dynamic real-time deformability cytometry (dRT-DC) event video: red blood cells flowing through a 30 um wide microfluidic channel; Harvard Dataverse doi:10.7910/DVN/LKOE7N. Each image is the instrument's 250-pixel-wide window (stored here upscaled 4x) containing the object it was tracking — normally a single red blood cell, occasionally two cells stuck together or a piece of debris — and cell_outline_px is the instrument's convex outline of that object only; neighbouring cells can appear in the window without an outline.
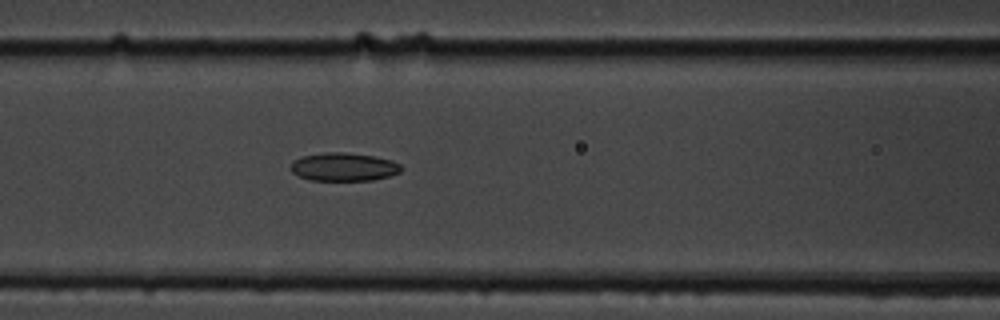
{"species": "common noctule bat (a hibernating species)", "species_latin": "Nyctalus noctula", "temperature_condition": "cold", "stored_images_in_passage": 8, "camera_frame_rate_fps": 3000, "um_per_image_px": 0.085, "animal": {"sex": "male", "body_mass_g": 19.5, "forearm_length_mm": 54.6}, "frame": {"image": 1, "passage_image": 8, "time_ms": 8.0, "image_size_px": [1000, 320], "cell_outline_px": [[400, 172], [388, 176], [372, 180], [308, 180], [292, 172], [292, 160], [300, 156], [324, 152], [344, 152], [372, 156], [392, 160], [400, 164]], "centroid_in_image_um": [29.18, 14.18], "position_along_channel_um": 137.4, "area_um2": 18.09}}